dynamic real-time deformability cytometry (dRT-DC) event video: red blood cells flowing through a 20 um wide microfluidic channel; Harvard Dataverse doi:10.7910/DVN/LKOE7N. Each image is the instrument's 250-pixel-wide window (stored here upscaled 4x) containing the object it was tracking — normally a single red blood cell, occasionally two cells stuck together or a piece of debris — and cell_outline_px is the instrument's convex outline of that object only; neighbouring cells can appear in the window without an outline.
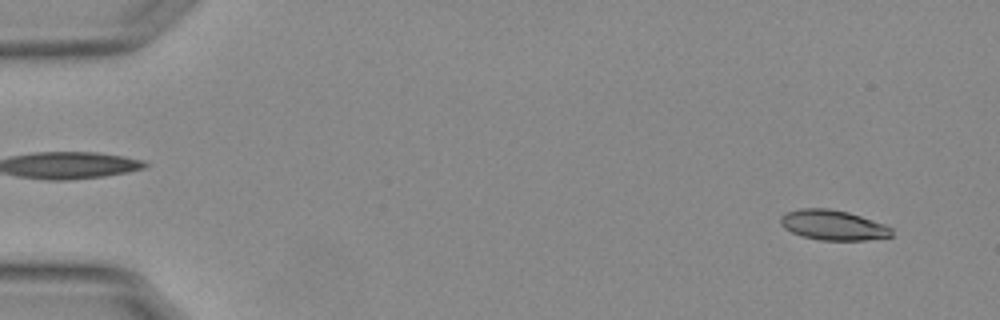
{"species": "Egyptian fruit bat (a non-hibernating species)", "species_latin": "Rousettus aegyptiacus", "temperature_condition": "warm", "stored_images_in_passage": 53, "camera_frame_rate_fps": 3000, "um_per_image_px": 0.085, "animal": {"sex": "female"}, "frame": {"image": 1, "passage_image": 4, "time_ms": 1.0, "image_size_px": [1000, 320], "cell_outline_px": [[892, 236], [868, 240], [820, 240], [800, 236], [784, 228], [780, 224], [780, 216], [784, 212], [800, 208], [828, 208], [848, 212], [884, 224], [892, 228]], "centroid_in_image_um": [70.77, 19.13], "position_along_channel_um": 14.2, "area_um2": 19.59}}
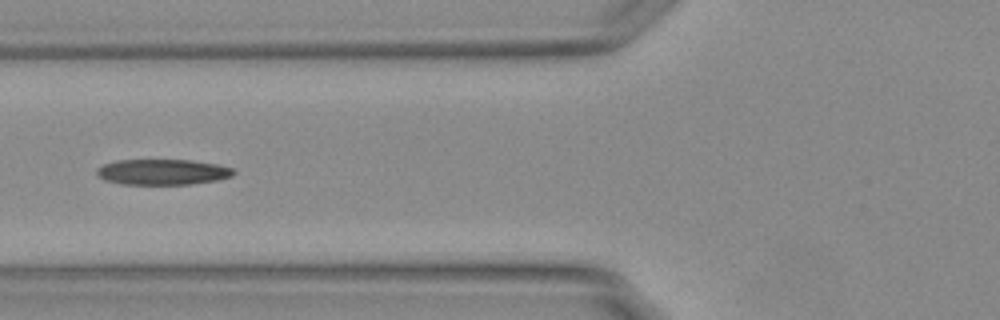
{"frame": {"image": 2, "passage_image": 22, "time_ms": 7.0, "image_size_px": [1000, 320], "cell_outline_px": [[236, 172], [232, 176], [216, 180], [192, 184], [120, 184], [104, 180], [96, 172], [96, 168], [104, 164], [116, 160], [188, 160], [216, 164], [232, 168]], "centroid_in_image_um": [13.8, 14.62], "position_along_channel_um": 112.0, "area_um2": 20.35}}
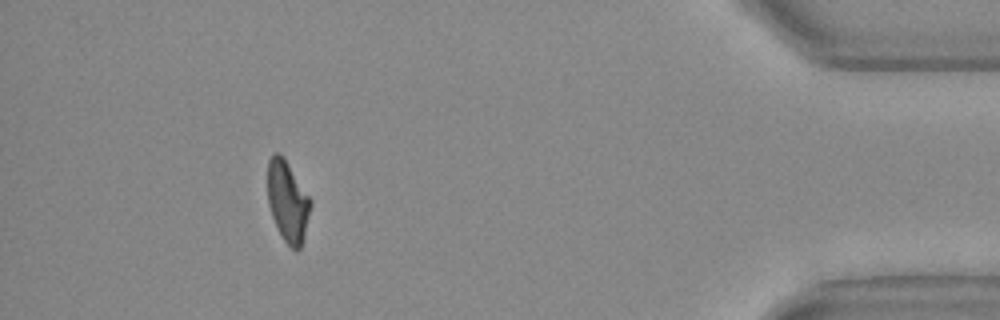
{"frame": {"image": 3, "passage_image": 50, "time_ms": 16.333, "image_size_px": [1000, 320], "cell_outline_px": [[312, 204], [304, 236], [300, 248], [296, 252], [284, 240], [272, 216], [268, 204], [268, 160], [272, 152], [280, 152], [284, 156], [312, 200]], "centroid_in_image_um": [24.46, 17.06], "position_along_channel_um": 410.7, "area_um2": 20.35}}